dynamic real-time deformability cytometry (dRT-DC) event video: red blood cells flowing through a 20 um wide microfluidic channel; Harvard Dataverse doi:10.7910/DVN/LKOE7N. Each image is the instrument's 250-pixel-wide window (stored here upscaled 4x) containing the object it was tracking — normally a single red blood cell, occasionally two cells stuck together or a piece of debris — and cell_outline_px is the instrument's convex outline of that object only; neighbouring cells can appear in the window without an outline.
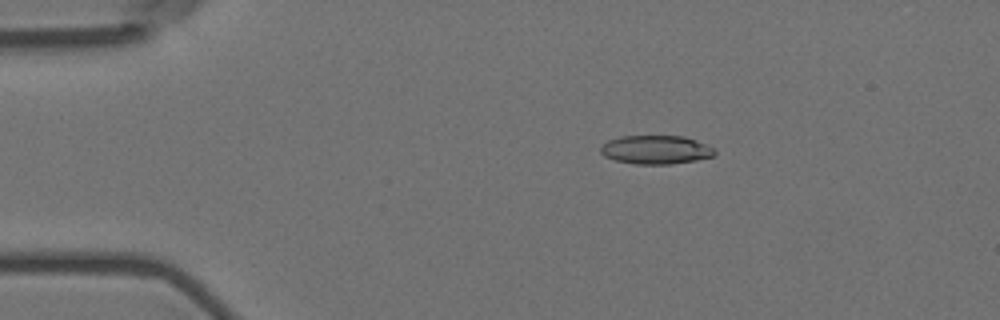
{"species": "Egyptian fruit bat (a non-hibernating species)", "species_latin": "Rousettus aegyptiacus", "temperature_condition": "room temperature", "stored_images_in_passage": 57, "camera_frame_rate_fps": 3000, "um_per_image_px": 0.085, "animal": {"sex": "female"}, "frame": {"image": 1, "passage_image": 11, "time_ms": 3.333, "image_size_px": [1000, 320], "cell_outline_px": [[716, 156], [696, 160], [668, 164], [636, 164], [616, 160], [604, 156], [600, 152], [600, 148], [608, 140], [620, 136], [684, 136], [696, 140], [712, 148], [716, 152]], "centroid_in_image_um": [55.74, 12.72], "position_along_channel_um": 29.3, "area_um2": 18.96}}
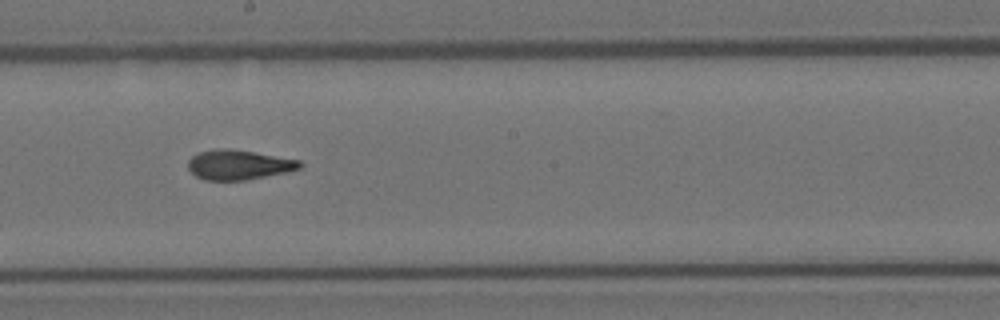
{"frame": {"image": 2, "passage_image": 32, "time_ms": 10.333, "image_size_px": [1000, 320], "cell_outline_px": [[304, 164], [300, 168], [288, 172], [244, 180], [204, 180], [196, 176], [188, 168], [188, 160], [192, 156], [200, 152], [216, 148], [228, 148], [300, 160]], "centroid_in_image_um": [20.29, 14.01], "position_along_channel_um": 227.9, "area_um2": 19.31}}
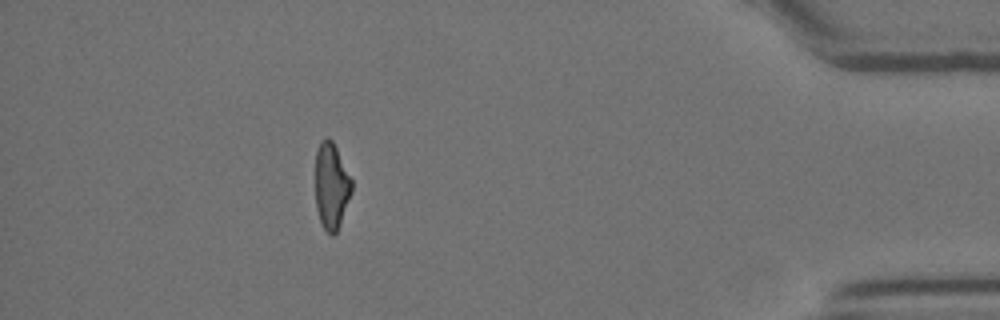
{"frame": {"image": 3, "passage_image": 51, "time_ms": 16.667, "image_size_px": [1000, 320], "cell_outline_px": [[352, 192], [340, 224], [336, 232], [332, 236], [324, 228], [320, 220], [316, 208], [316, 152], [320, 140], [328, 136], [332, 140], [352, 180]], "centroid_in_image_um": [28.17, 15.79], "position_along_channel_um": 407.0, "area_um2": 18.15}, "authors_computed_cell_mechanics": {"area_um2": 19.4208, "velocity_mm_per_s": 3.6332, "shape_relaxation_time_tau1_ms": 11.0814, "shape_relaxation_time_tau2_ms": 2.1263, "deformation_change_tau1": 0.2573, "deformation_change_tau2": 0.101}}